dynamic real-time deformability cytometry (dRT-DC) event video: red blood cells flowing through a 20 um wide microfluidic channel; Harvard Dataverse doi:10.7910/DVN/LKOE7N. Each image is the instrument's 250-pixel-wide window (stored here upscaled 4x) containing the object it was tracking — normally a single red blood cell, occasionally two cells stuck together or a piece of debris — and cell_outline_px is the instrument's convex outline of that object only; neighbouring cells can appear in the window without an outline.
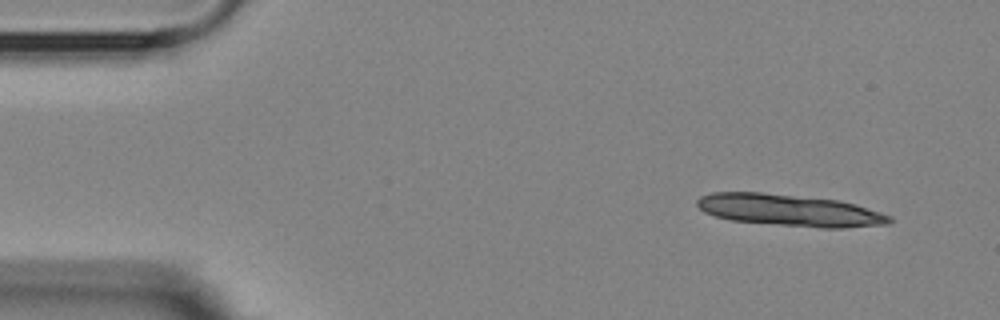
{"species": "Egyptian fruit bat (a non-hibernating species)", "species_latin": "Rousettus aegyptiacus", "temperature_condition": "room temperature", "stored_images_in_passage": 5, "segment_of_instrument_passage": [1, 2], "camera_frame_rate_fps": 3000, "um_per_image_px": 0.085, "animal": {"sex": "female"}, "frame": {"image": 1, "passage_image": 1, "time_ms": 0.0, "image_size_px": [1000, 320], "cell_outline_px": [[892, 220], [888, 224], [844, 228], [820, 228], [732, 220], [716, 216], [704, 212], [696, 204], [696, 200], [700, 196], [712, 192], [760, 192], [840, 200], [856, 204], [892, 216]], "centroid_in_image_um": [67.13, 17.87], "position_along_channel_um": 17.9, "area_um2": 35.6}}